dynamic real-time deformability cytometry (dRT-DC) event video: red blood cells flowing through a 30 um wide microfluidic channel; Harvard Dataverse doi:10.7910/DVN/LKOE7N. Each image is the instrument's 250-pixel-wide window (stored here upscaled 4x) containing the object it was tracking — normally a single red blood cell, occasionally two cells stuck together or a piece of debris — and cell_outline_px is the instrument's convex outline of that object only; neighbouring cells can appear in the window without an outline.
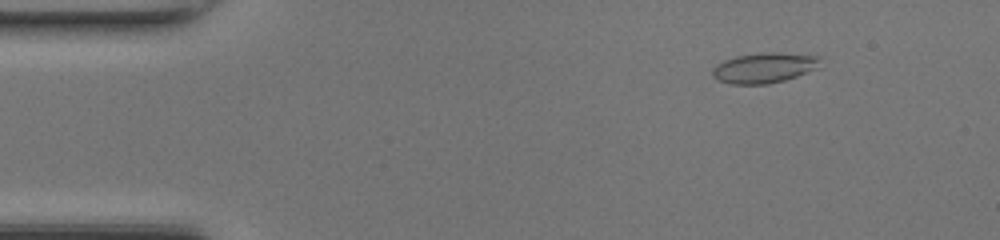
{"species": "common noctule bat (a hibernating species)", "species_latin": "Nyctalus noctula", "temperature_condition": "room temperature", "stored_images_in_passage": 48, "camera_frame_rate_fps": 3000, "um_per_image_px": 0.085, "animal": {"sex": "female", "body_mass_g": 17.0, "forearm_length_mm": 48.0}, "frame": {"image": 1, "passage_image": 6, "time_ms": 1.667, "image_size_px": [1000, 240], "cell_outline_px": [[816, 68], [796, 76], [784, 80], [768, 84], [732, 84], [716, 80], [712, 76], [712, 68], [716, 64], [724, 60], [736, 56], [768, 52], [776, 52], [816, 56]], "centroid_in_image_um": [64.83, 5.78], "position_along_channel_um": 20.2, "area_um2": 18.61}}
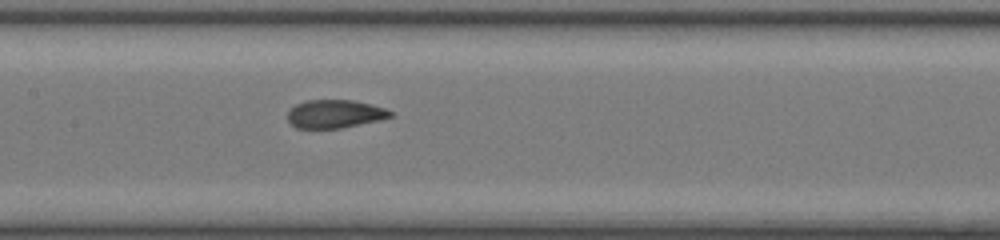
{"frame": {"image": 2, "passage_image": 23, "time_ms": 7.333, "image_size_px": [1000, 240], "cell_outline_px": [[396, 116], [380, 120], [340, 128], [296, 128], [288, 120], [288, 112], [296, 104], [308, 100], [352, 100], [384, 108], [396, 112]], "centroid_in_image_um": [28.51, 9.68], "position_along_channel_um": 178.9, "area_um2": 16.88}}
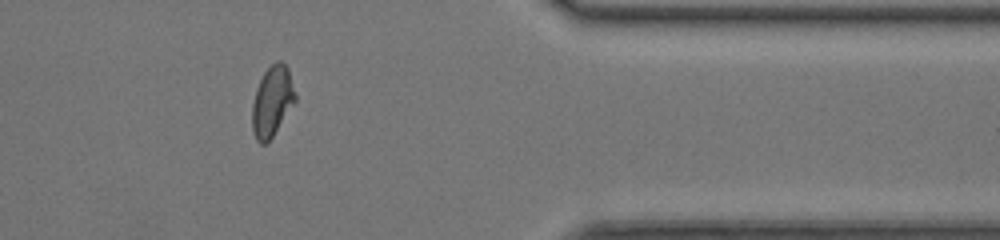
{"frame": {"image": 3, "passage_image": 39, "time_ms": 12.667, "image_size_px": [1000, 240], "cell_outline_px": [[296, 100], [272, 136], [264, 144], [260, 144], [256, 140], [252, 132], [252, 104], [256, 88], [264, 72], [276, 60], [280, 60], [288, 68], [296, 96]], "centroid_in_image_um": [23.11, 8.6], "position_along_channel_um": 388.3, "area_um2": 17.46}, "authors_computed_cell_mechanics": {"area_um2": 17.6579, "velocity_mm_per_s": 4.3411, "shape_relaxation_time_tau1_ms": 7.9052, "shape_relaxation_time_tau2_ms": 0.835, "deformation_change_tau1": 0.2611, "deformation_change_tau2": 0.0603}}